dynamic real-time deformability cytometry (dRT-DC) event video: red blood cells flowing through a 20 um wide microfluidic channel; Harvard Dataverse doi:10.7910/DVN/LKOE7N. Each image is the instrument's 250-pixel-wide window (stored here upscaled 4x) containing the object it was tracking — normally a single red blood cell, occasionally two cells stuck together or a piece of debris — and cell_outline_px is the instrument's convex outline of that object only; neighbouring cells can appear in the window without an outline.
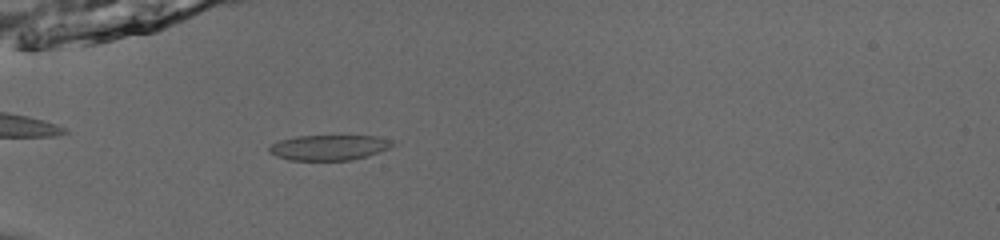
{"species": "common noctule bat (a hibernating species)", "species_latin": "Nyctalus noctula", "temperature_condition": "room temperature", "stored_images_in_passage": 36, "camera_frame_rate_fps": 3000, "um_per_image_px": 0.085, "animal": {"sex": "male", "body_mass_g": 13.0, "forearm_length_mm": 53.1}, "frame": {"image": 1, "passage_image": 1, "time_ms": 0.0, "image_size_px": [1000, 240], "cell_outline_px": [[396, 144], [380, 152], [368, 156], [352, 160], [288, 160], [276, 156], [268, 152], [268, 148], [272, 144], [280, 140], [296, 136], [376, 136], [392, 140]], "centroid_in_image_um": [27.97, 12.54], "position_along_channel_um": 57.0, "area_um2": 18.26}}
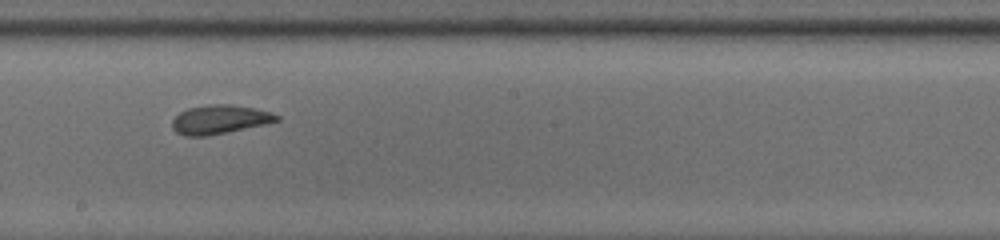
{"frame": {"image": 2, "passage_image": 15, "time_ms": 4.667, "image_size_px": [1000, 240], "cell_outline_px": [[280, 120], [264, 124], [228, 132], [208, 136], [184, 136], [176, 132], [172, 128], [172, 120], [180, 112], [188, 108], [208, 104], [232, 104], [272, 112], [280, 116]], "centroid_in_image_um": [18.66, 10.15], "position_along_channel_um": 229.5, "area_um2": 17.63}}
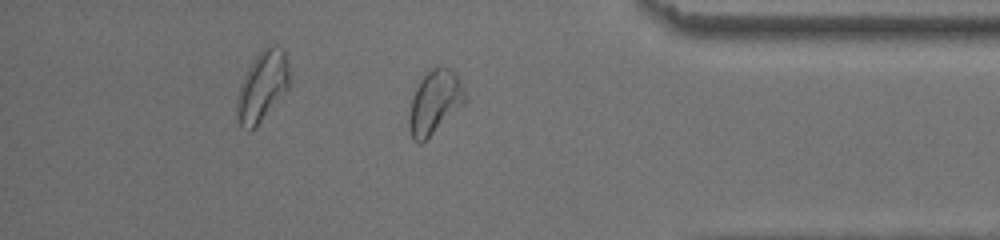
{"frame": {"image": 3, "passage_image": 29, "time_ms": 9.333, "image_size_px": [1000, 240], "cell_outline_px": [[464, 104], [420, 144], [412, 140], [408, 128], [408, 116], [412, 96], [420, 80], [432, 68], [448, 68], [460, 80], [464, 92]], "centroid_in_image_um": [36.89, 8.72], "position_along_channel_um": 398.3, "area_um2": 20.17}, "authors_computed_cell_mechanics": {"area_um2": 18.0336, "velocity_mm_per_s": 3.9331, "shape_relaxation_time_tau1_ms": 4.7076, "shape_relaxation_time_tau2_ms": 2.1121, "deformation_change_tau1": 0.1342, "deformation_change_tau2": 0.0552}}